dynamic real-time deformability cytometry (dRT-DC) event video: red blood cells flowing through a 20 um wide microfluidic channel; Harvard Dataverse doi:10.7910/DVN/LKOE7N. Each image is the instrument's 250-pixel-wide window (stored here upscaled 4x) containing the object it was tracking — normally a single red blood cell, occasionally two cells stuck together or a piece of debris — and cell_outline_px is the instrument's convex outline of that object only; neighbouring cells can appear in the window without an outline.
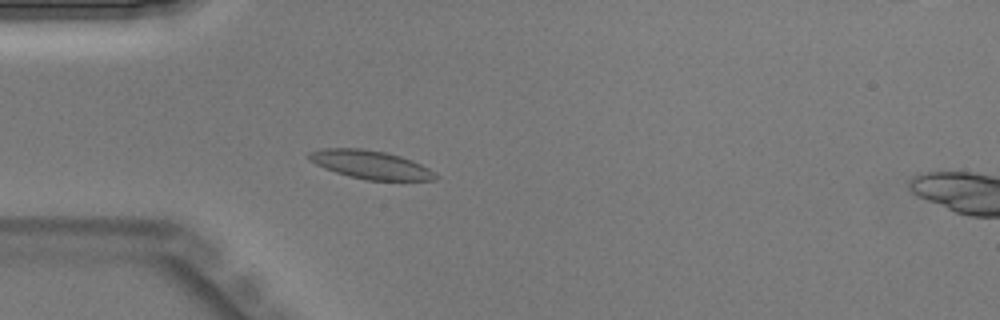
{"species": "Egyptian fruit bat (a non-hibernating species)", "species_latin": "Rousettus aegyptiacus", "temperature_condition": "warm", "stored_images_in_passage": 33, "camera_frame_rate_fps": 3000, "um_per_image_px": 0.085, "animal": {"sex": "male"}, "frame": {"image": 1, "passage_image": 1, "time_ms": 0.0, "image_size_px": [1000, 320], "cell_outline_px": [[440, 176], [436, 180], [364, 180], [348, 176], [324, 168], [308, 160], [308, 152], [324, 148], [360, 148], [388, 152], [412, 160], [436, 172]], "centroid_in_image_um": [31.51, 13.99], "position_along_channel_um": 53.5, "area_um2": 21.1}}
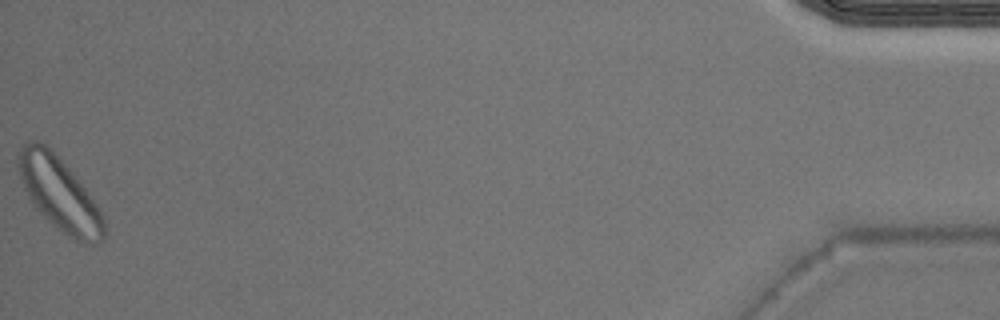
{"frame": {"image": 2, "passage_image": 33, "time_ms": 10.667, "image_size_px": [1000, 320], "cell_outline_px": [[104, 240], [96, 244], [84, 244], [68, 236], [52, 224], [36, 208], [28, 196], [24, 188], [16, 168], [16, 152], [28, 140], [36, 140], [44, 144], [68, 168], [84, 188], [96, 204], [104, 220]], "centroid_in_image_um": [5.0, 16.47], "position_along_channel_um": 430.2, "area_um2": 36.13}}